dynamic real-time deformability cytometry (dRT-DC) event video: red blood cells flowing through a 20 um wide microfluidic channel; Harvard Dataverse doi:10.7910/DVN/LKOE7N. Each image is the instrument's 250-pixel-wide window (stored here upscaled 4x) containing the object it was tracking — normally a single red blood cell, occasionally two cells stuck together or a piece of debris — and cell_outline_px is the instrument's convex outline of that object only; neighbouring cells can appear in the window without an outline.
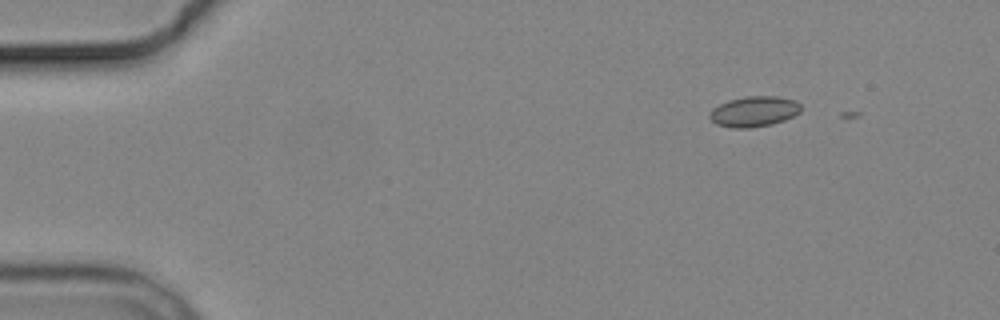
{"species": "common noctule bat (a hibernating species)", "species_latin": "Nyctalus noctula", "temperature_condition": "cold", "stored_images_in_passage": 3, "camera_frame_rate_fps": 3000, "um_per_image_px": 0.085, "animal": {"sex": "male", "body_mass_g": 19.2, "forearm_length_mm": 51.8}, "frame": {"image": 1, "passage_image": 2, "time_ms": 1.333, "image_size_px": [1000, 320], "cell_outline_px": [[800, 112], [784, 120], [772, 124], [748, 128], [732, 128], [716, 124], [708, 116], [712, 108], [728, 100], [744, 96], [780, 96], [796, 100], [800, 104]], "centroid_in_image_um": [64.08, 9.46], "position_along_channel_um": 20.9, "area_um2": 16.3}}